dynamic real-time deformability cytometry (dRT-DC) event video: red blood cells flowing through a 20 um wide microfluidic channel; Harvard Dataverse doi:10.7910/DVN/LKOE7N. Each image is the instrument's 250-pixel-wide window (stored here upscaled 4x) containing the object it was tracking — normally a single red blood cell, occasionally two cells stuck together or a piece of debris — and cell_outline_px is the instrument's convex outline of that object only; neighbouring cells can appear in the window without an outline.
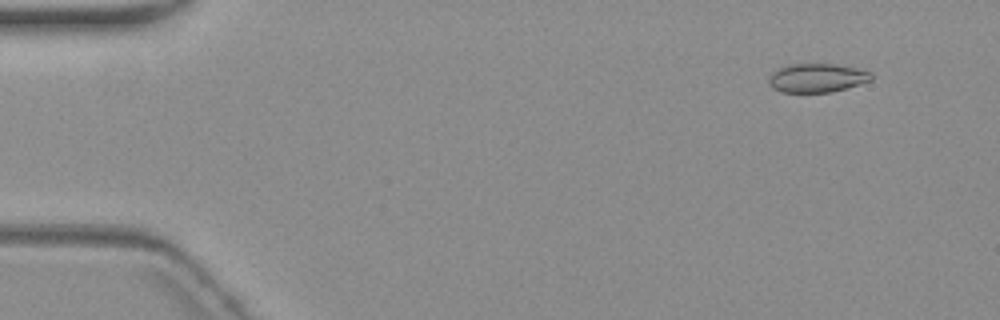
{"species": "common noctule bat (a hibernating species)", "species_latin": "Nyctalus noctula", "temperature_condition": "warm", "stored_images_in_passage": 6, "camera_frame_rate_fps": 3000, "um_per_image_px": 0.085, "animal": {"sex": "female", "body_mass_g": 19.3, "forearm_length_mm": 54.1}, "frame": {"image": 1, "passage_image": 2, "time_ms": 1.0, "image_size_px": [1000, 320], "cell_outline_px": [[872, 80], [832, 92], [784, 92], [772, 88], [768, 84], [768, 80], [772, 72], [780, 68], [792, 64], [836, 64], [856, 68], [872, 72]], "centroid_in_image_um": [69.45, 6.62], "position_along_channel_um": 15.6, "area_um2": 17.11}}
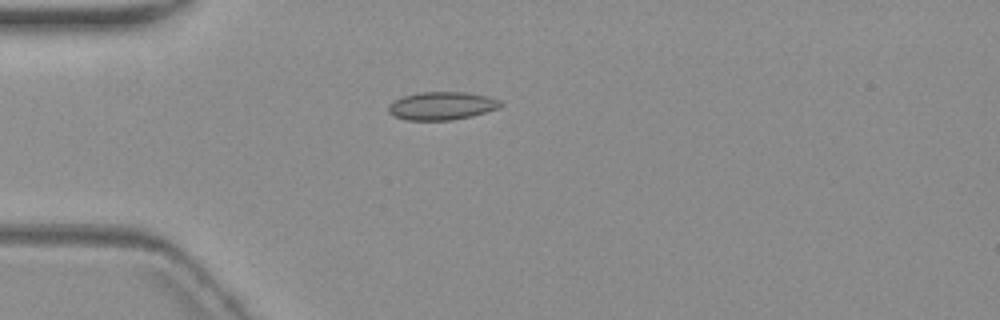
{"frame": {"image": 2, "passage_image": 5, "time_ms": 4.667, "image_size_px": [1000, 320], "cell_outline_px": [[504, 104], [500, 108], [472, 116], [452, 120], [408, 120], [392, 116], [388, 112], [388, 104], [404, 96], [420, 92], [464, 92], [488, 96], [500, 100]], "centroid_in_image_um": [37.57, 9.0], "position_along_channel_um": 47.4, "area_um2": 18.44}}